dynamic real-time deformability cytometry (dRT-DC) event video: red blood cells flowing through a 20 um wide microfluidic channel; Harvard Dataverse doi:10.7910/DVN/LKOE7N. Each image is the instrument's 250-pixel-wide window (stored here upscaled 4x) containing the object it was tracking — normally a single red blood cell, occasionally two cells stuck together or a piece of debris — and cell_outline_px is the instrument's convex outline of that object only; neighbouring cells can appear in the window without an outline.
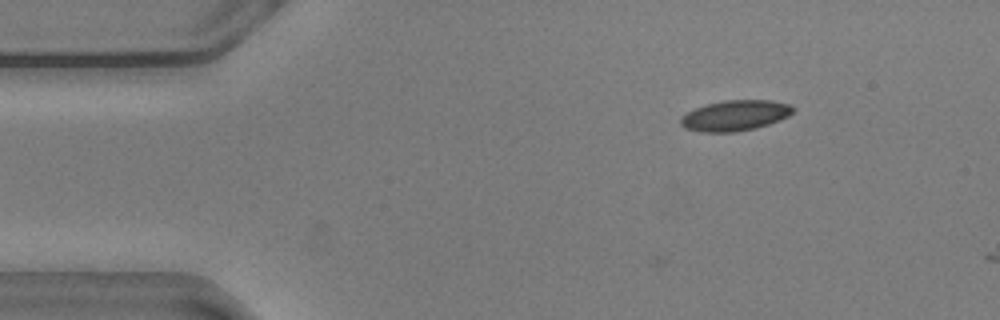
{"species": "common noctule bat (a hibernating species)", "species_latin": "Nyctalus noctula", "temperature_condition": "warm", "stored_images_in_passage": 3, "camera_frame_rate_fps": 3000, "um_per_image_px": 0.085, "animal": {"sex": "male", "body_mass_g": 20.5, "forearm_length_mm": 52.5}, "frame": {"image": 1, "passage_image": 1, "time_ms": 0.0, "image_size_px": [1000, 320], "cell_outline_px": [[796, 108], [788, 116], [780, 120], [756, 128], [736, 132], [700, 132], [684, 128], [680, 124], [680, 116], [696, 108], [708, 104], [724, 100], [772, 100], [788, 104]], "centroid_in_image_um": [62.47, 9.82], "position_along_channel_um": 22.5, "area_um2": 20.06}}